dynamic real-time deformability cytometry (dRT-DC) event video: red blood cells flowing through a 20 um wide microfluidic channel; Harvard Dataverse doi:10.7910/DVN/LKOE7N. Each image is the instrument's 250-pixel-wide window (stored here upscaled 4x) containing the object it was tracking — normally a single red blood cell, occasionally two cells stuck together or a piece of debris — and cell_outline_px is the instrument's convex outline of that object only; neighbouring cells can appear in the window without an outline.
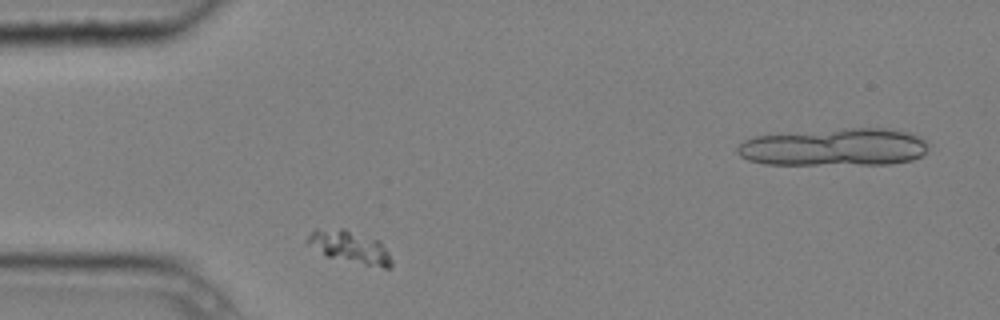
{"species": "common noctule bat (a hibernating species)", "species_latin": "Nyctalus noctula", "temperature_condition": "cold", "stored_images_in_passage": 2, "camera_frame_rate_fps": 3000, "um_per_image_px": 0.085, "animal": {"sex": "male", "body_mass_g": 20.4}, "frame": {"image": 1, "passage_image": 1, "time_ms": 0.0, "image_size_px": [1000, 320], "cell_outline_px": [[392, 268], [384, 268], [324, 256], [308, 244], [304, 240], [312, 228], [344, 228], [380, 240], [388, 252], [392, 260]], "centroid_in_image_um": [29.69, 20.96], "position_along_channel_um": 55.3, "area_um2": 16.24}}